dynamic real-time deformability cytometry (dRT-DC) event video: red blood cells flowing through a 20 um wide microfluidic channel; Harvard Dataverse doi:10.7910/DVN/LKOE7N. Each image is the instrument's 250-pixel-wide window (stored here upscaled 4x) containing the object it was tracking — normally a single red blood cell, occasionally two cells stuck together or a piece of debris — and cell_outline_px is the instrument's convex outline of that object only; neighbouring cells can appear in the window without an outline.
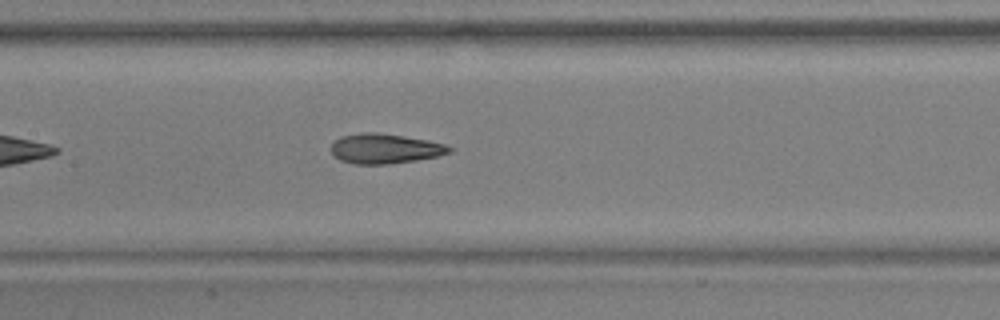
{"species": "common noctule bat (a hibernating species)", "species_latin": "Nyctalus noctula", "temperature_condition": "warm", "stored_images_in_passage": 31, "camera_frame_rate_fps": 3000, "um_per_image_px": 0.085, "animal": {"sex": "male", "body_mass_g": 17.9, "forearm_length_mm": 54.2}, "frame": {"image": 1, "passage_image": 13, "time_ms": 4.0, "image_size_px": [1000, 320], "cell_outline_px": [[452, 152], [436, 156], [416, 160], [388, 164], [352, 164], [340, 160], [332, 152], [332, 144], [340, 136], [364, 132], [376, 132], [404, 136], [428, 140], [444, 144], [452, 148]], "centroid_in_image_um": [32.72, 12.63], "position_along_channel_um": 174.7, "area_um2": 20.46}}
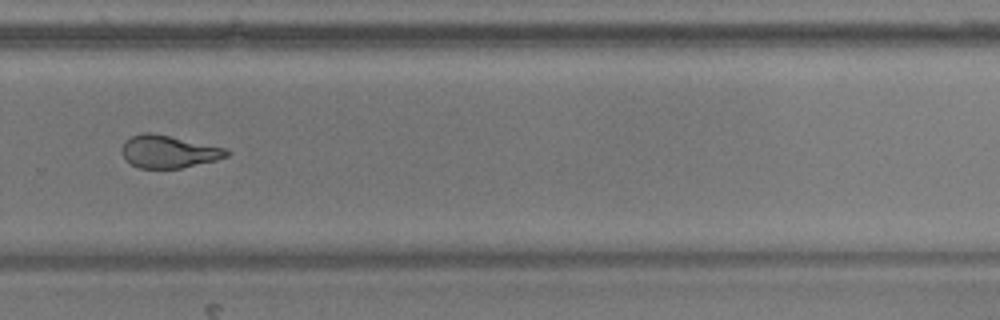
{"frame": {"image": 2, "passage_image": 24, "time_ms": 7.667, "image_size_px": [1000, 320], "cell_outline_px": [[232, 152], [228, 156], [216, 160], [180, 168], [140, 168], [132, 164], [120, 152], [124, 144], [132, 136], [144, 132], [152, 132], [224, 148]], "centroid_in_image_um": [14.34, 12.89], "position_along_channel_um": 315.5, "area_um2": 19.54}, "authors_computed_cell_mechanics": {"area_um2": 20.9236, "velocity_mm_per_s": 3.8517, "shape_relaxation_time_tau1_ms": 6.3168, "shape_relaxation_time_tau2_ms": 1.9201, "deformation_change_tau1": 0.1981, "deformation_change_tau2": 0.0926}}